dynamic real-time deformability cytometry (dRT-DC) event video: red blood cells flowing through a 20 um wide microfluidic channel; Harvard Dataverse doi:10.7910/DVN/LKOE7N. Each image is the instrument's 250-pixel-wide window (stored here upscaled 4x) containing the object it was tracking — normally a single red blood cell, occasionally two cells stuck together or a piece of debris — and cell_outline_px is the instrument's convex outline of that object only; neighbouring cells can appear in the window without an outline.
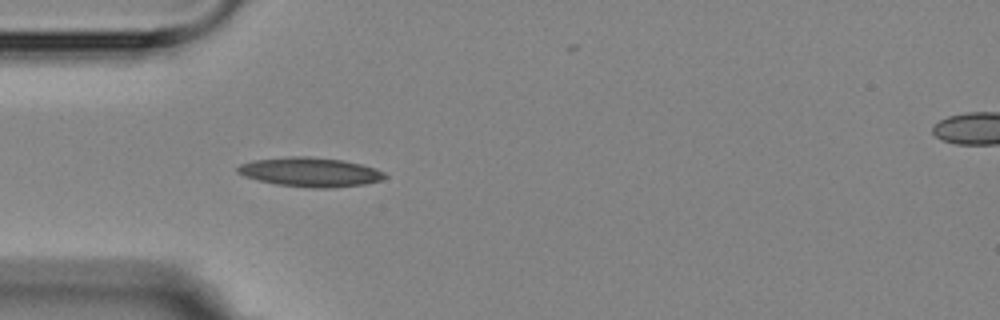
{"species": "Egyptian fruit bat (a non-hibernating species)", "species_latin": "Rousettus aegyptiacus", "temperature_condition": "room temperature", "stored_images_in_passage": 3, "segment_of_instrument_passage": [1, 2], "camera_frame_rate_fps": 3000, "um_per_image_px": 0.085, "animal": {"sex": "female"}, "frame": {"image": 1, "passage_image": 2, "time_ms": 1.0, "image_size_px": [1000, 320], "cell_outline_px": [[388, 176], [380, 180], [364, 184], [328, 188], [312, 188], [276, 184], [244, 176], [236, 172], [236, 168], [240, 164], [252, 160], [288, 156], [308, 156], [344, 160], [376, 168], [384, 172]], "centroid_in_image_um": [26.35, 14.61], "position_along_channel_um": 58.6, "area_um2": 25.14}}